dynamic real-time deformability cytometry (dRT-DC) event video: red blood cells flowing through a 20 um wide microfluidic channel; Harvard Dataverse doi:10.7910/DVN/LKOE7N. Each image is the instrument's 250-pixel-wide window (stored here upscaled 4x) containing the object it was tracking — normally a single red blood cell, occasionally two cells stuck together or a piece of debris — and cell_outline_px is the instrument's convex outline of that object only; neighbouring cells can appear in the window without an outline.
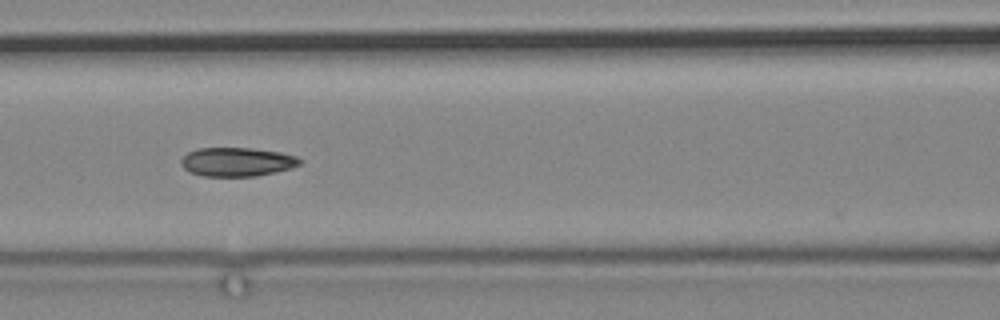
{"species": "common noctule bat (a hibernating species)", "species_latin": "Nyctalus noctula", "temperature_condition": "cold", "stored_images_in_passage": 17, "camera_frame_rate_fps": 3000, "um_per_image_px": 0.085, "animal": {"sex": "male", "body_mass_g": 19.2, "forearm_length_mm": 51.8}, "frame": {"image": 1, "passage_image": 12, "time_ms": 13.667, "image_size_px": [1000, 320], "cell_outline_px": [[304, 160], [300, 164], [292, 168], [276, 172], [256, 176], [204, 176], [188, 172], [180, 164], [180, 160], [188, 152], [200, 148], [248, 148], [280, 152], [296, 156]], "centroid_in_image_um": [20.15, 13.76], "position_along_channel_um": 146.4, "area_um2": 20.06}}
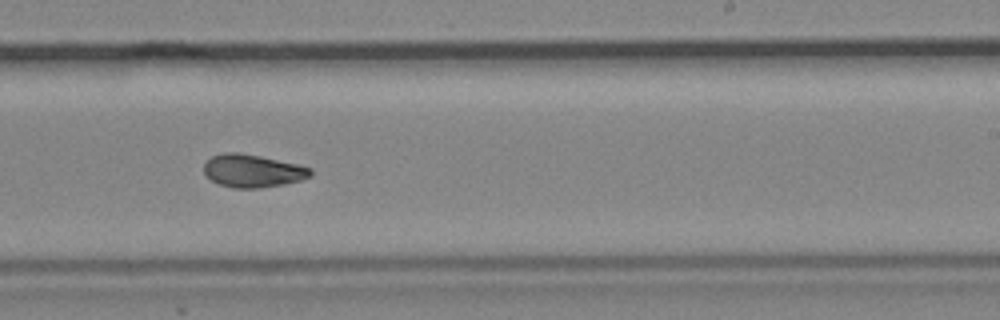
{"frame": {"image": 2, "passage_image": 15, "time_ms": 17.333, "image_size_px": [1000, 320], "cell_outline_px": [[312, 176], [300, 180], [284, 184], [260, 188], [232, 188], [220, 184], [212, 180], [204, 172], [204, 164], [212, 156], [224, 152], [236, 152], [260, 156], [296, 164], [312, 168]], "centroid_in_image_um": [21.48, 14.52], "position_along_channel_um": 267.5, "area_um2": 20.29}}